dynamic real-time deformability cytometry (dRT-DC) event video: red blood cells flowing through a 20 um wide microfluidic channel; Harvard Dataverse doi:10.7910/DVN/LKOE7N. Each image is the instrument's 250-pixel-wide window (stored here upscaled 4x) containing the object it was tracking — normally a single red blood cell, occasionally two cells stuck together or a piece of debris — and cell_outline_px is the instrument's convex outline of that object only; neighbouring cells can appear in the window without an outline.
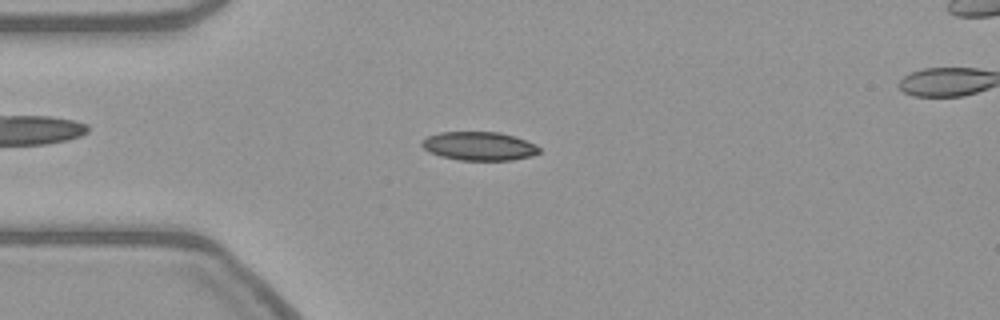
{"species": "common noctule bat (a hibernating species)", "species_latin": "Nyctalus noctula", "temperature_condition": "warm", "stored_images_in_passage": 55, "segment_of_instrument_passage": [1, 2], "camera_frame_rate_fps": 3000, "um_per_image_px": 0.085, "animal": {"sex": "female", "body_mass_g": 21.9}, "frame": {"image": 1, "passage_image": 13, "time_ms": 4.0, "image_size_px": [1000, 320], "cell_outline_px": [[540, 152], [532, 156], [512, 160], [460, 160], [440, 156], [428, 152], [420, 144], [420, 140], [428, 136], [440, 132], [500, 132], [536, 144], [540, 148]], "centroid_in_image_um": [40.7, 12.42], "position_along_channel_um": 44.3, "area_um2": 19.65}}
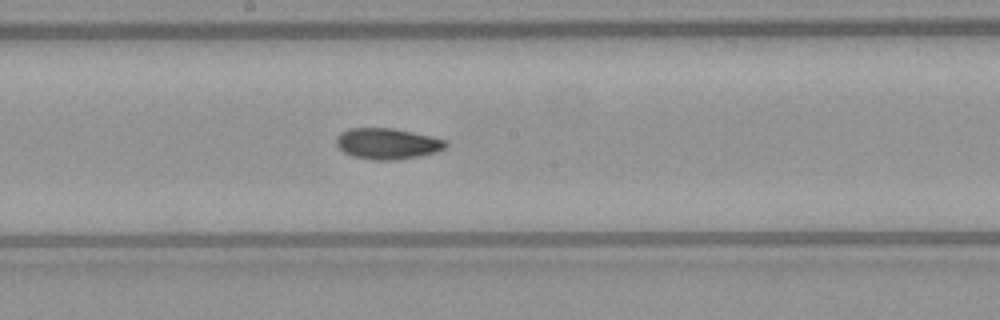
{"frame": {"image": 2, "passage_image": 28, "time_ms": 9.0, "image_size_px": [1000, 320], "cell_outline_px": [[448, 144], [444, 148], [436, 152], [420, 156], [396, 160], [372, 160], [352, 156], [344, 152], [336, 144], [336, 136], [340, 132], [348, 128], [392, 128], [432, 136], [448, 140]], "centroid_in_image_um": [32.92, 12.21], "position_along_channel_um": 215.3, "area_um2": 19.94}}
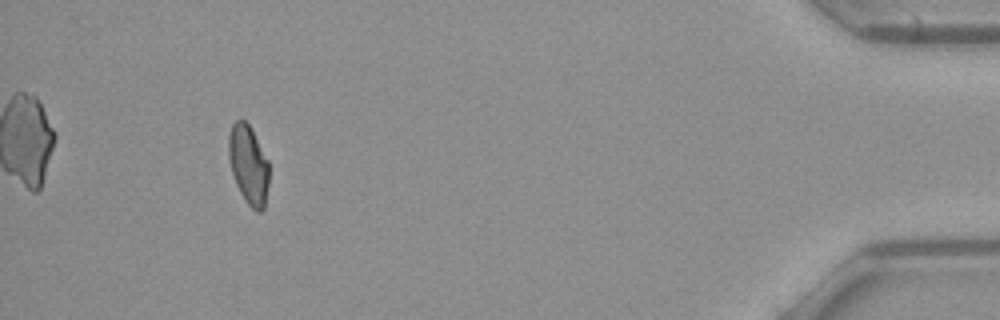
{"frame": {"image": 3, "passage_image": 50, "time_ms": 16.333, "image_size_px": [1000, 320], "cell_outline_px": [[268, 184], [264, 208], [260, 212], [256, 212], [244, 200], [236, 184], [232, 172], [228, 156], [228, 136], [232, 124], [236, 120], [244, 120], [248, 124], [268, 160]], "centroid_in_image_um": [21.1, 14.02], "position_along_channel_um": 414.1, "area_um2": 18.44}}